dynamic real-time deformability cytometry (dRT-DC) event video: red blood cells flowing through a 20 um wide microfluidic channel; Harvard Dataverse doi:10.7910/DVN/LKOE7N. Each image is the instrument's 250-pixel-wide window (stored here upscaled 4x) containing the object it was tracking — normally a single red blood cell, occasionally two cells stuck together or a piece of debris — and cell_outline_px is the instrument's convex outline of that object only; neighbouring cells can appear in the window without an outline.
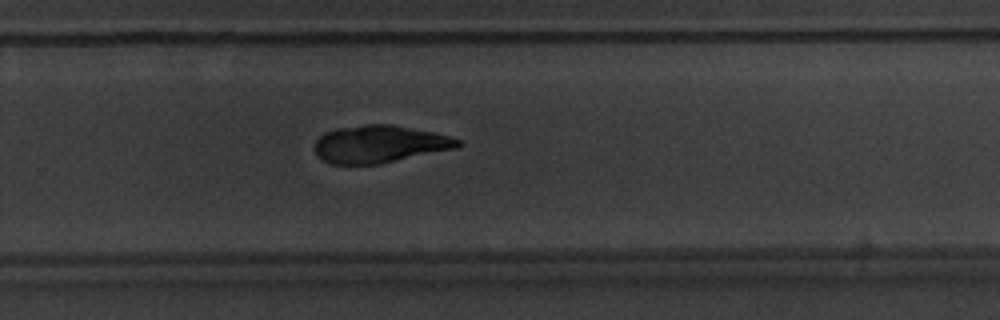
{"species": "common noctule bat (a hibernating species)", "species_latin": "Nyctalus noctula", "temperature_condition": "warm", "stored_images_in_passage": 39, "camera_frame_rate_fps": 3000, "um_per_image_px": 0.085, "animal": {"sex": "male", "body_mass_g": 20.1, "forearm_length_mm": 53.5}, "frame": {"image": 1, "passage_image": 25, "time_ms": 8.0, "image_size_px": [1000, 320], "cell_outline_px": [[464, 144], [460, 148], [380, 164], [332, 164], [324, 160], [316, 152], [316, 140], [324, 132], [336, 128], [368, 124], [392, 124], [432, 132], [448, 136], [460, 140]], "centroid_in_image_um": [32.32, 12.25], "position_along_channel_um": 297.5, "area_um2": 31.33}}
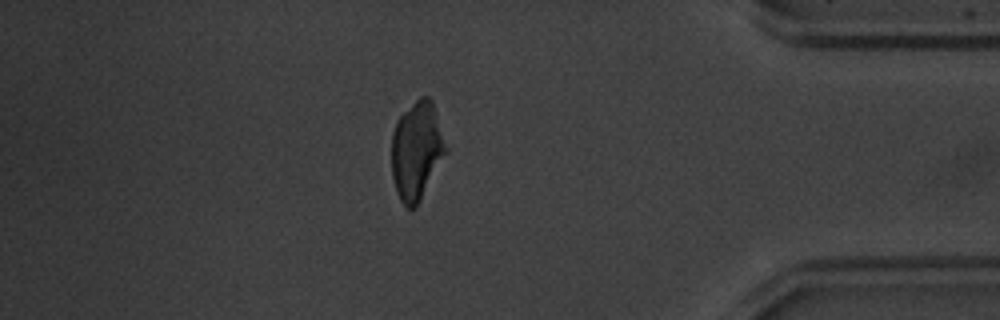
{"frame": {"image": 2, "passage_image": 35, "time_ms": 11.333, "image_size_px": [1000, 320], "cell_outline_px": [[448, 152], [416, 208], [404, 208], [400, 200], [392, 176], [392, 132], [396, 120], [420, 96], [428, 96], [432, 100], [448, 148]], "centroid_in_image_um": [35.43, 12.82], "position_along_channel_um": 399.8, "area_um2": 31.33}}